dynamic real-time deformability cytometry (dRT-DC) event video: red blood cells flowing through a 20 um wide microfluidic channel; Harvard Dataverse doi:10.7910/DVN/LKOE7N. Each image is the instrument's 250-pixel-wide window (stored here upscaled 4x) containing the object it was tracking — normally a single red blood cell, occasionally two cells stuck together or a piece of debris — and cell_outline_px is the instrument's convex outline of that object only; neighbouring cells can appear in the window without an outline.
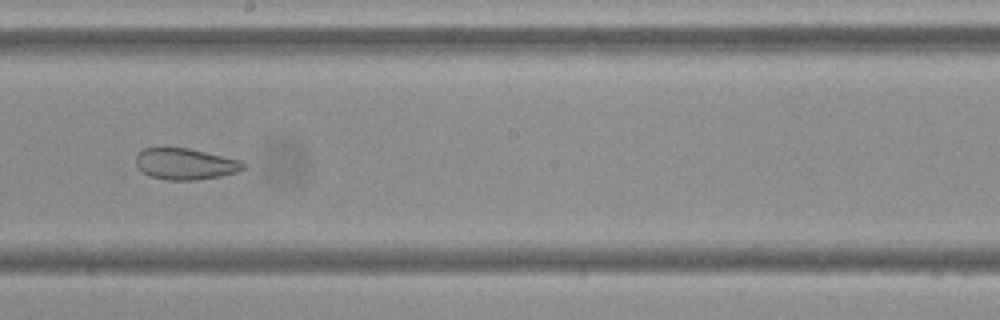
{"species": "Egyptian fruit bat (a non-hibernating species)", "species_latin": "Rousettus aegyptiacus", "temperature_condition": "cold", "stored_images_in_passage": 45, "camera_frame_rate_fps": 3000, "um_per_image_px": 0.085, "frame": {"image": 1, "passage_image": 21, "time_ms": 6.667, "image_size_px": [1000, 320], "cell_outline_px": [[244, 168], [236, 172], [220, 176], [196, 180], [168, 180], [152, 176], [144, 172], [136, 164], [136, 156], [144, 148], [188, 148], [240, 160], [244, 164]], "centroid_in_image_um": [15.75, 13.93], "position_along_channel_um": 232.4, "area_um2": 19.19}}
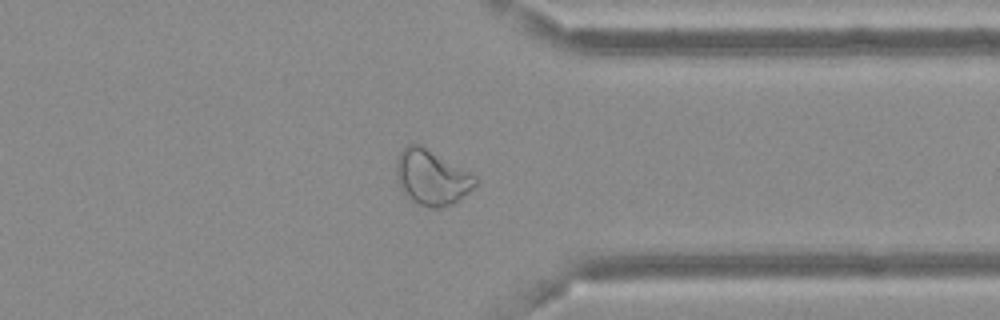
{"frame": {"image": 2, "passage_image": 33, "time_ms": 10.667, "image_size_px": [1000, 320], "cell_outline_px": [[476, 184], [468, 192], [452, 204], [440, 208], [428, 208], [408, 200], [404, 196], [396, 176], [396, 160], [400, 152], [408, 144], [420, 144], [476, 176]], "centroid_in_image_um": [36.65, 15.1], "position_along_channel_um": 374.8, "area_um2": 25.32}}
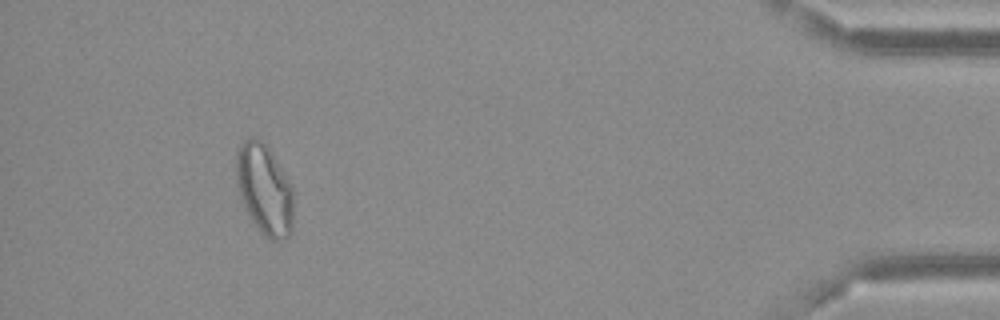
{"frame": {"image": 3, "passage_image": 41, "time_ms": 13.333, "image_size_px": [1000, 320], "cell_outline_px": [[292, 232], [284, 240], [268, 240], [256, 228], [244, 208], [240, 200], [236, 188], [236, 152], [240, 144], [248, 136], [256, 136], [268, 144], [292, 188]], "centroid_in_image_um": [22.43, 16.08], "position_along_channel_um": 412.8, "area_um2": 30.92}, "authors_computed_cell_mechanics": {"area_um2": 25.3164, "velocity_mm_per_s": 3.6548, "shape_relaxation_time_tau1_ms": null, "shape_relaxation_time_tau2_ms": 1.9329, "deformation_change_tau1": null, "deformation_change_tau2": 0.0862}}